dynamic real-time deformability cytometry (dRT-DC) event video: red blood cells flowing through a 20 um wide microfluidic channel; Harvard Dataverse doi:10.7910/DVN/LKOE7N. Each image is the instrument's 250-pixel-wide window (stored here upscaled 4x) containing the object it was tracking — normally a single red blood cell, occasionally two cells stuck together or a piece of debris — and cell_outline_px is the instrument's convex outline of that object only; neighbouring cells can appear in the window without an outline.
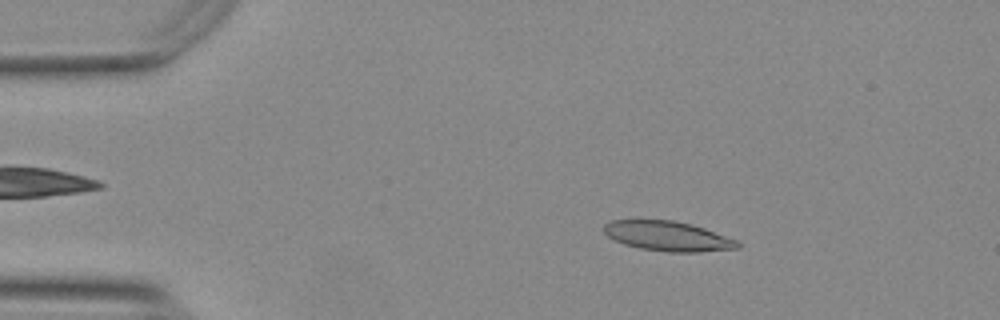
{"species": "Egyptian fruit bat (a non-hibernating species)", "species_latin": "Rousettus aegyptiacus", "temperature_condition": "warm", "stored_images_in_passage": 53, "camera_frame_rate_fps": 3000, "um_per_image_px": 0.085, "animal": {"sex": "female"}, "frame": {"image": 1, "passage_image": 8, "time_ms": 2.333, "image_size_px": [1000, 320], "cell_outline_px": [[740, 248], [700, 252], [668, 252], [640, 248], [624, 244], [608, 236], [604, 232], [604, 224], [612, 220], [672, 220], [692, 224], [740, 240]], "centroid_in_image_um": [56.82, 20.07], "position_along_channel_um": 28.2, "area_um2": 23.29}}
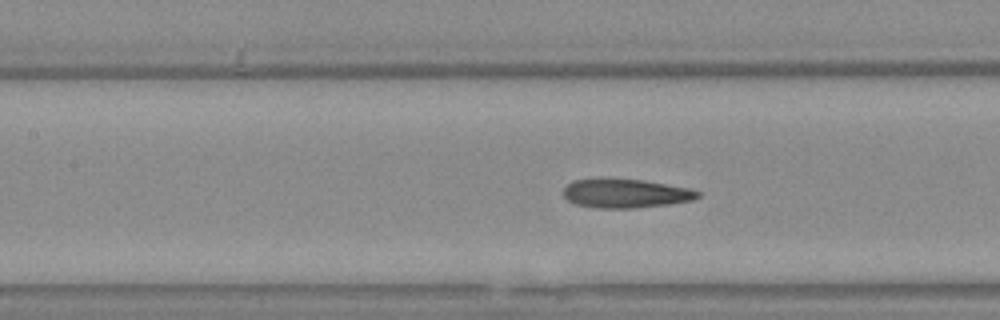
{"frame": {"image": 2, "passage_image": 23, "time_ms": 7.333, "image_size_px": [1000, 320], "cell_outline_px": [[700, 196], [692, 200], [668, 204], [632, 208], [600, 208], [576, 204], [568, 200], [564, 196], [564, 188], [572, 180], [644, 180], [688, 188], [700, 192]], "centroid_in_image_um": [53.2, 16.46], "position_along_channel_um": 154.2, "area_um2": 22.02}}
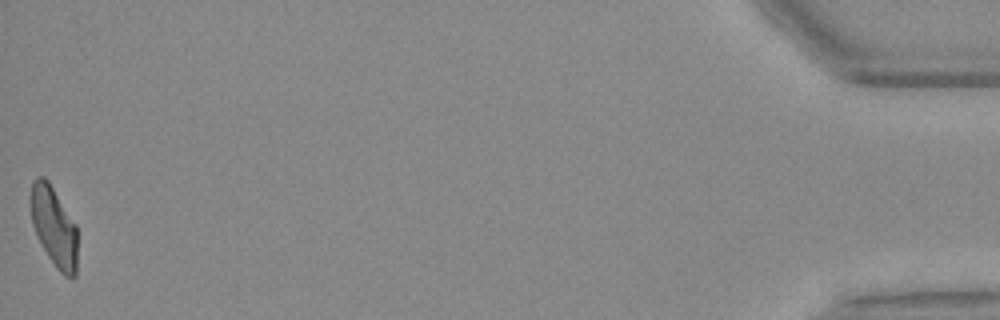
{"frame": {"image": 3, "passage_image": 53, "time_ms": 17.333, "image_size_px": [1000, 320], "cell_outline_px": [[76, 276], [72, 280], [64, 276], [60, 272], [48, 256], [36, 236], [32, 224], [32, 180], [36, 176], [44, 176], [48, 180], [76, 224]], "centroid_in_image_um": [4.6, 19.29], "position_along_channel_um": 430.6, "area_um2": 21.56}, "authors_computed_cell_mechanics": {"area_um2": 23.0044, "velocity_mm_per_s": 3.7473, "shape_relaxation_time_tau1_ms": null, "shape_relaxation_time_tau2_ms": 2.6072, "deformation_change_tau1": null, "deformation_change_tau2": 0.1053}}